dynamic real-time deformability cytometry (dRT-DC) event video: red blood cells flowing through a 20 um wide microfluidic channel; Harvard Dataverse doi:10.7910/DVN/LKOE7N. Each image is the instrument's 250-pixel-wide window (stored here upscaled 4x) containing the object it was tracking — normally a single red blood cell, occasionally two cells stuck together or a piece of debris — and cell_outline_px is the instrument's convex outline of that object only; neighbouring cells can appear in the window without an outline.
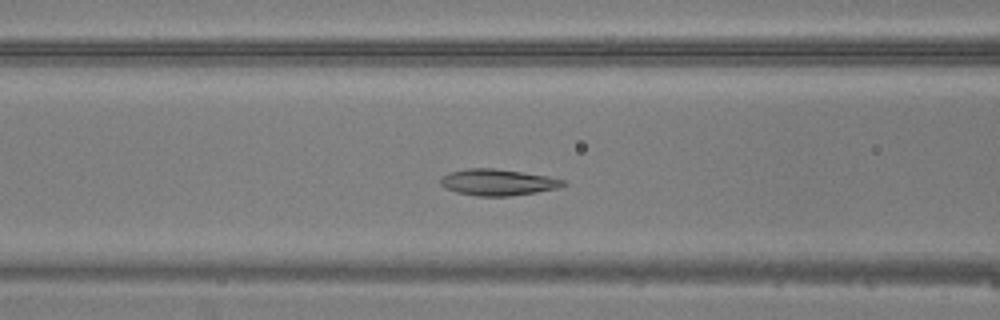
{"species": "common noctule bat (a hibernating species)", "species_latin": "Nyctalus noctula", "temperature_condition": "warm", "stored_images_in_passage": 40, "camera_frame_rate_fps": 3000, "um_per_image_px": 0.085, "animal": {"sex": "male", "body_mass_g": 20.5, "forearm_length_mm": 52.5}, "frame": {"image": 1, "passage_image": 12, "time_ms": 3.667, "image_size_px": [1000, 320], "cell_outline_px": [[568, 184], [560, 188], [536, 192], [508, 196], [476, 196], [456, 192], [444, 188], [440, 184], [440, 180], [448, 172], [468, 168], [492, 168], [548, 176], [568, 180]], "centroid_in_image_um": [42.34, 15.5], "position_along_channel_um": 124.3, "area_um2": 18.96}}
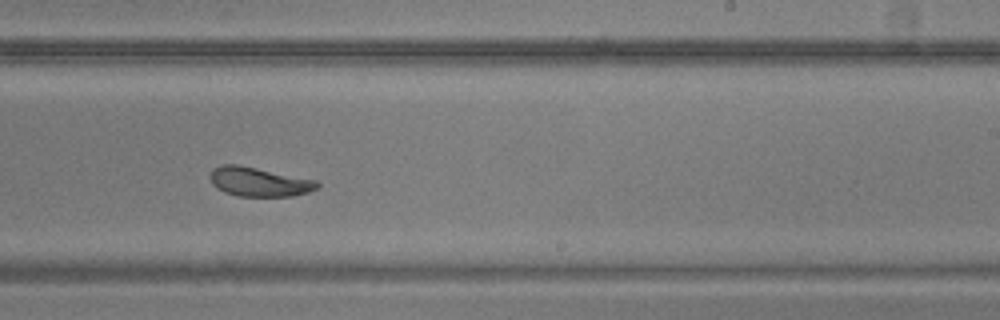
{"frame": {"image": 2, "passage_image": 22, "time_ms": 7.0, "image_size_px": [1000, 320], "cell_outline_px": [[320, 188], [308, 192], [292, 196], [236, 196], [224, 192], [216, 188], [212, 184], [208, 176], [212, 168], [220, 164], [236, 164], [316, 180], [320, 184]], "centroid_in_image_um": [21.97, 15.45], "position_along_channel_um": 267.0, "area_um2": 18.38}}
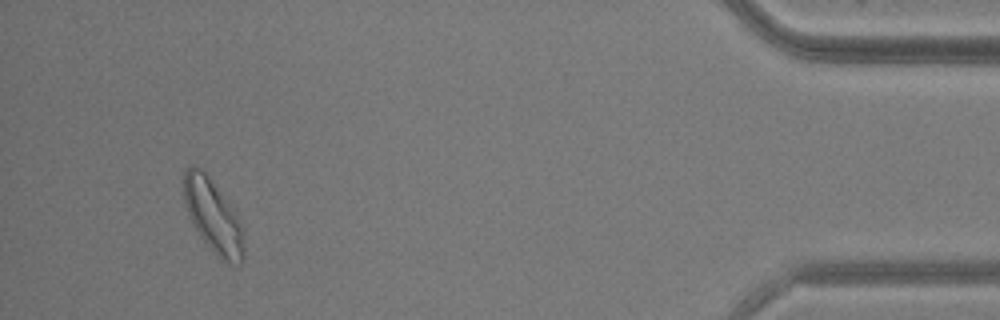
{"frame": {"image": 3, "passage_image": 37, "time_ms": 12.0, "image_size_px": [1000, 320], "cell_outline_px": [[244, 256], [240, 264], [228, 264], [220, 260], [200, 236], [188, 216], [184, 204], [184, 168], [192, 164], [200, 168], [208, 176], [236, 212], [244, 232]], "centroid_in_image_um": [18.12, 18.39], "position_along_channel_um": 417.1, "area_um2": 25.84}}